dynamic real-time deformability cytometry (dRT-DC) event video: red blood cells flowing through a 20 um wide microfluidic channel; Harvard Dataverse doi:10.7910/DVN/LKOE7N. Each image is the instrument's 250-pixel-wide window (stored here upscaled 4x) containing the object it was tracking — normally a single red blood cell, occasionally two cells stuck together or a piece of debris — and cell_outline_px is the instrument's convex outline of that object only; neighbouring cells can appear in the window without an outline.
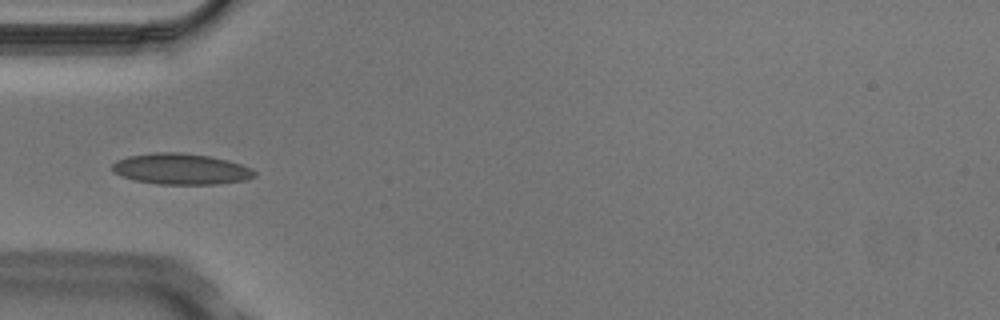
{"species": "Egyptian fruit bat (a non-hibernating species)", "species_latin": "Rousettus aegyptiacus", "temperature_condition": "cold", "stored_images_in_passage": 7, "camera_frame_rate_fps": 3000, "um_per_image_px": 0.085, "animal": {"sex": "male"}, "frame": {"image": 1, "passage_image": 4, "time_ms": 1.0, "image_size_px": [1000, 320], "cell_outline_px": [[256, 176], [248, 180], [216, 184], [156, 184], [136, 180], [120, 176], [112, 168], [112, 164], [116, 160], [128, 156], [156, 152], [180, 152], [208, 156], [228, 160], [252, 168], [256, 172]], "centroid_in_image_um": [15.41, 14.36], "position_along_channel_um": 69.6, "area_um2": 25.72}}
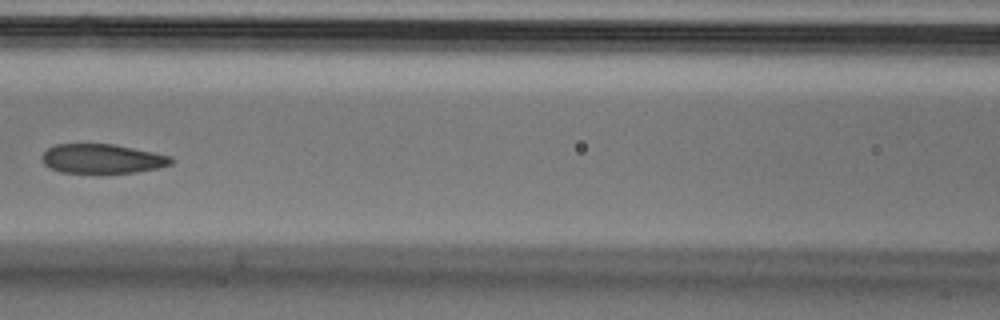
{"frame": {"image": 2, "passage_image": 6, "time_ms": 1.667, "image_size_px": [1000, 320], "cell_outline_px": [[176, 160], [172, 164], [160, 168], [136, 172], [100, 176], [60, 172], [48, 168], [40, 160], [40, 156], [48, 148], [56, 144], [112, 144], [172, 156]], "centroid_in_image_um": [8.67, 13.55], "position_along_channel_um": 157.9, "area_um2": 23.24}}
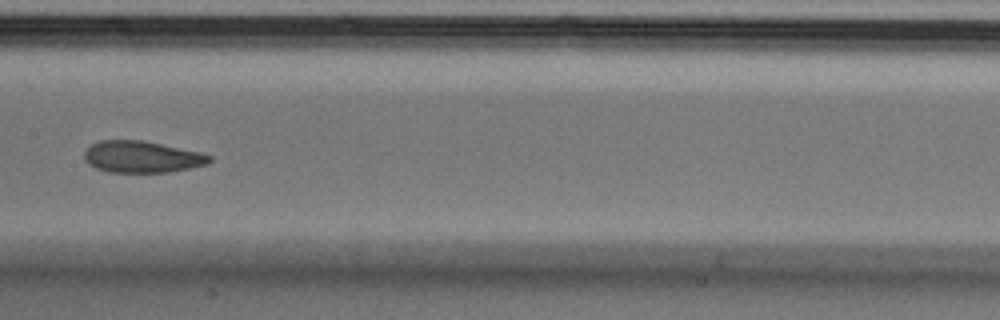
{"frame": {"image": 3, "passage_image": 7, "time_ms": 2.0, "image_size_px": [1000, 320], "cell_outline_px": [[212, 160], [208, 164], [168, 172], [108, 172], [96, 168], [88, 164], [84, 160], [84, 152], [92, 144], [100, 140], [140, 140], [200, 152], [212, 156]], "centroid_in_image_um": [12.04, 13.34], "position_along_channel_um": 195.4, "area_um2": 22.95}}